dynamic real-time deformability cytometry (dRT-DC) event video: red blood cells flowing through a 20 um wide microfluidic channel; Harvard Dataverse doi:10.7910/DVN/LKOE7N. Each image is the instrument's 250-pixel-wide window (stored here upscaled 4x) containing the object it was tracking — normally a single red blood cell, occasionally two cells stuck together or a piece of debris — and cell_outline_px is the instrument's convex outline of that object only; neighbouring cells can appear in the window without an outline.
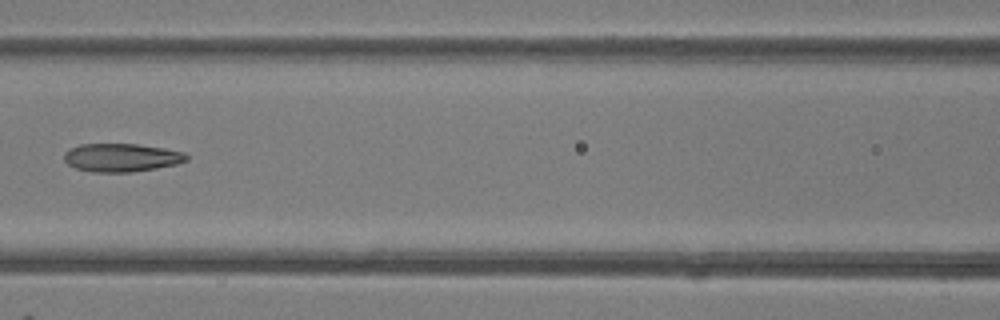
{"species": "common noctule bat (a hibernating species)", "species_latin": "Nyctalus noctula", "temperature_condition": "room temperature", "stored_images_in_passage": 7, "camera_frame_rate_fps": 3000, "um_per_image_px": 0.085, "animal": {"sex": "female"}, "frame": {"image": 1, "passage_image": 7, "time_ms": 7.0, "image_size_px": [1000, 320], "cell_outline_px": [[188, 160], [176, 164], [156, 168], [132, 172], [92, 172], [76, 168], [68, 164], [64, 160], [64, 152], [80, 144], [136, 144], [164, 148], [184, 152], [188, 156]], "centroid_in_image_um": [10.33, 13.39], "position_along_channel_um": 156.3, "area_um2": 20.11}}